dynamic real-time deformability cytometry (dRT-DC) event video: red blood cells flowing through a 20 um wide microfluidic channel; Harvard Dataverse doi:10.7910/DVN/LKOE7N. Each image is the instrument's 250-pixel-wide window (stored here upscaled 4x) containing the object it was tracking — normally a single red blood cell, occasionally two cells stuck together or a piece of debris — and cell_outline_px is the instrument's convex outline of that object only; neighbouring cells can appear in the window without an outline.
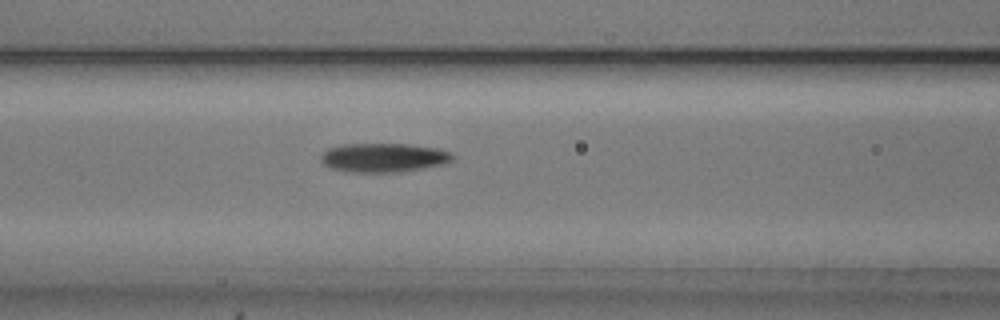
{"species": "common noctule bat (a hibernating species)", "species_latin": "Nyctalus noctula", "temperature_condition": "cold", "stored_images_in_passage": 54, "camera_frame_rate_fps": 3000, "um_per_image_px": 0.085, "animal": {"sex": "male", "body_mass_g": 20.5, "forearm_length_mm": 52.5}, "frame": {"image": 1, "passage_image": 22, "time_ms": 7.0, "image_size_px": [1000, 320], "cell_outline_px": [[456, 156], [452, 160], [444, 164], [424, 168], [400, 172], [344, 172], [332, 168], [324, 164], [320, 160], [320, 156], [328, 148], [344, 144], [408, 144], [440, 148], [452, 152]], "centroid_in_image_um": [32.64, 13.4], "position_along_channel_um": 134.0, "area_um2": 22.54}}
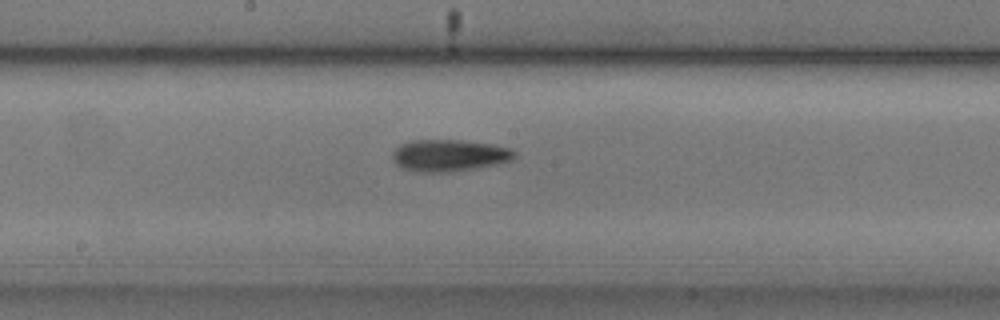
{"frame": {"image": 2, "passage_image": 28, "time_ms": 9.0, "image_size_px": [1000, 320], "cell_outline_px": [[516, 156], [512, 160], [496, 164], [476, 168], [452, 172], [416, 172], [400, 168], [392, 160], [392, 152], [400, 144], [412, 140], [460, 140], [492, 144], [508, 148], [516, 152]], "centroid_in_image_um": [38.14, 13.22], "position_along_channel_um": 210.1, "area_um2": 22.83}}
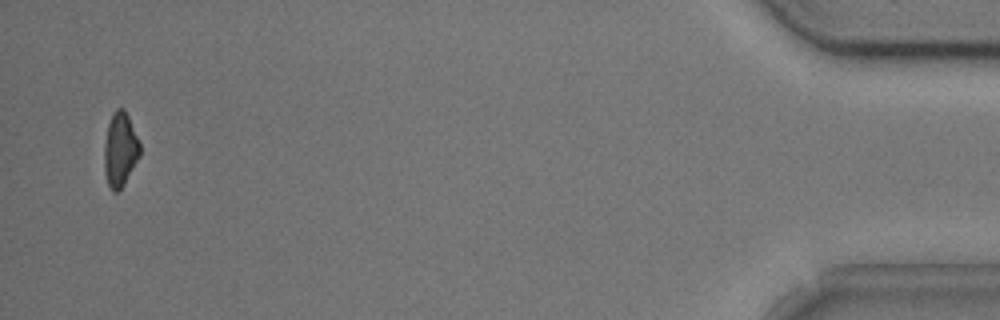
{"frame": {"image": 3, "passage_image": 54, "time_ms": 17.667, "image_size_px": [1000, 320], "cell_outline_px": [[140, 156], [124, 184], [116, 192], [112, 192], [108, 184], [104, 172], [104, 144], [108, 124], [112, 112], [116, 108], [124, 108], [128, 116], [140, 144]], "centroid_in_image_um": [10.2, 12.71], "position_along_channel_um": 425.0, "area_um2": 15.43}, "authors_computed_cell_mechanics": {"area_um2": 20.6057, "velocity_mm_per_s": 3.7964, "shape_relaxation_time_tau1_ms": 3.1936, "shape_relaxation_time_tau2_ms": 8.195, "deformation_change_tau1": 0.1081, "deformation_change_tau2": 0.1835}}